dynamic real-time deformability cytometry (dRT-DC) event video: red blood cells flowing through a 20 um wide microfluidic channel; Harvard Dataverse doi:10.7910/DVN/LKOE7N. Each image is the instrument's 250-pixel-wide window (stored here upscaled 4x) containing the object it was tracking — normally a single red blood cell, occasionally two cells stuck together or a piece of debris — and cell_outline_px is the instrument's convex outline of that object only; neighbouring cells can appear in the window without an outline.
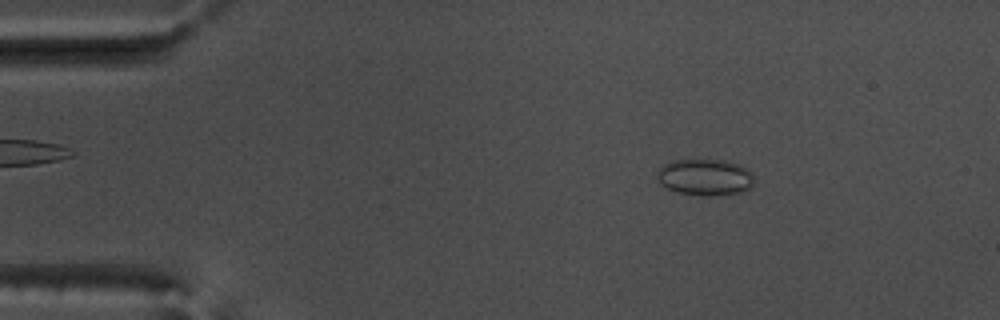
{"species": "common noctule bat (a hibernating species)", "species_latin": "Nyctalus noctula", "temperature_condition": "warm", "stored_images_in_passage": 54, "camera_frame_rate_fps": 3000, "um_per_image_px": 0.085, "animal": {"sex": "male", "body_mass_g": 17.5, "forearm_length_mm": 52.3}, "frame": {"image": 1, "passage_image": 8, "time_ms": 2.333, "image_size_px": [1000, 320], "cell_outline_px": [[752, 184], [748, 188], [740, 192], [712, 196], [700, 196], [676, 192], [660, 184], [656, 176], [656, 172], [664, 164], [672, 160], [724, 160], [740, 164], [752, 172]], "centroid_in_image_um": [59.89, 15.06], "position_along_channel_um": 25.1, "area_um2": 20.69}}
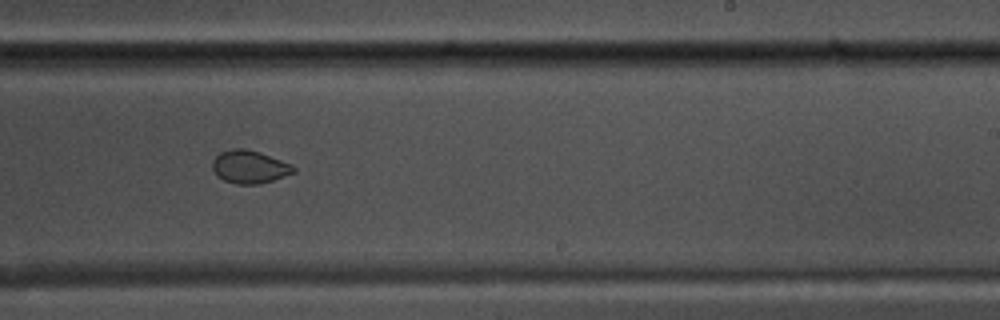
{"frame": {"image": 2, "passage_image": 33, "time_ms": 10.667, "image_size_px": [1000, 320], "cell_outline_px": [[296, 172], [260, 184], [236, 184], [224, 180], [212, 168], [212, 160], [220, 152], [232, 148], [244, 148], [260, 152], [292, 164], [296, 168]], "centroid_in_image_um": [21.23, 14.17], "position_along_channel_um": 267.8, "area_um2": 15.55}}
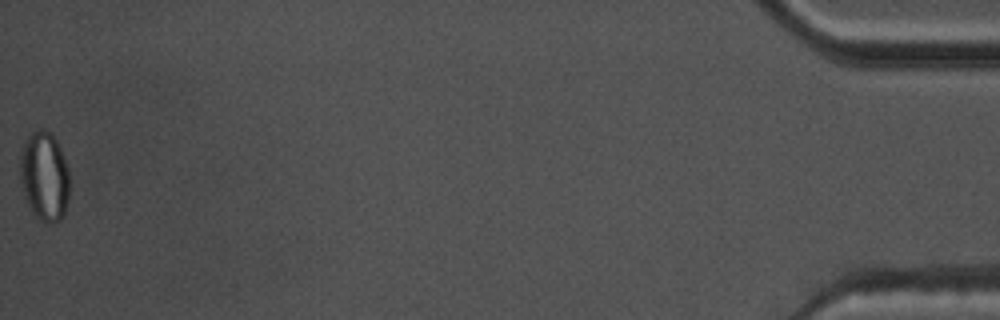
{"frame": {"image": 3, "passage_image": 54, "time_ms": 17.667, "image_size_px": [1000, 320], "cell_outline_px": [[68, 200], [64, 216], [60, 220], [48, 224], [40, 220], [32, 212], [24, 200], [20, 180], [20, 156], [24, 140], [32, 132], [40, 128], [44, 128], [52, 132], [60, 148], [68, 168]], "centroid_in_image_um": [3.75, 14.98], "position_along_channel_um": 431.4, "area_um2": 26.18}, "authors_computed_cell_mechanics": {"area_um2": 18.0914, "velocity_mm_per_s": 3.7483, "shape_relaxation_time_tau1_ms": null, "shape_relaxation_time_tau2_ms": 0.9364, "deformation_change_tau1": null, "deformation_change_tau2": 0.0333}}